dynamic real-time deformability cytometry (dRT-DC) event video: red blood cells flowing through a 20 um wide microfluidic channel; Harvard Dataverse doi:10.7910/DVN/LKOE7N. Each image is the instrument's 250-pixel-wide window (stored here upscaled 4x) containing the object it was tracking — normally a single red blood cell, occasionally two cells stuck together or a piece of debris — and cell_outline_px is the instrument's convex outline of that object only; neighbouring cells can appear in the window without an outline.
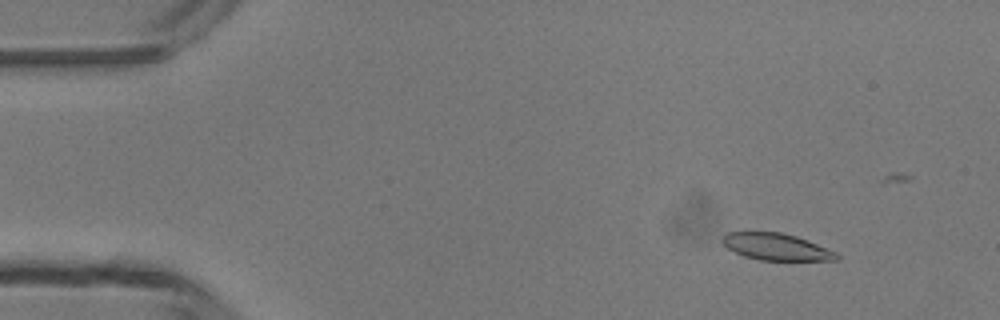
{"species": "common noctule bat (a hibernating species)", "species_latin": "Nyctalus noctula", "temperature_condition": "room temperature", "stored_images_in_passage": 6, "camera_frame_rate_fps": 3000, "um_per_image_px": 0.085, "animal": {"sex": "male", "body_mass_g": 13.3}, "frame": {"image": 1, "passage_image": 2, "time_ms": 1.0, "image_size_px": [1000, 320], "cell_outline_px": [[840, 256], [836, 260], [760, 260], [744, 256], [728, 248], [720, 240], [728, 232], [752, 228], [780, 232], [796, 236], [808, 240], [836, 252]], "centroid_in_image_um": [65.91, 20.92], "position_along_channel_um": 19.1, "area_um2": 18.44}}
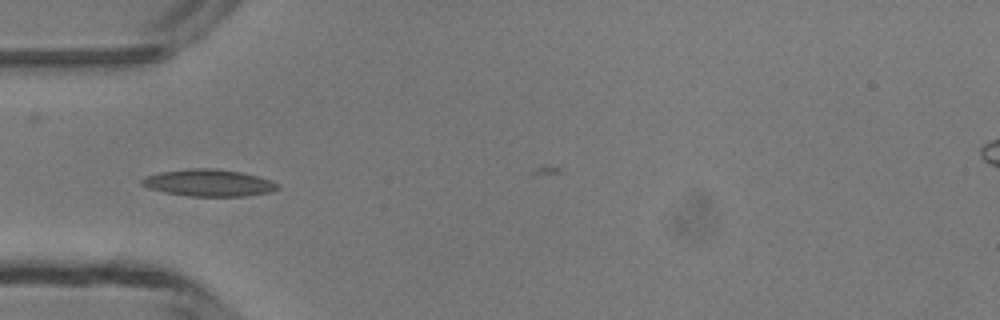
{"frame": {"image": 2, "passage_image": 4, "time_ms": 4.333, "image_size_px": [1000, 320], "cell_outline_px": [[280, 188], [272, 192], [248, 196], [188, 196], [164, 192], [148, 188], [140, 184], [140, 180], [148, 176], [160, 172], [192, 168], [216, 168], [240, 172], [260, 176], [272, 180], [280, 184]], "centroid_in_image_um": [17.8, 15.54], "position_along_channel_um": 67.2, "area_um2": 21.56}}
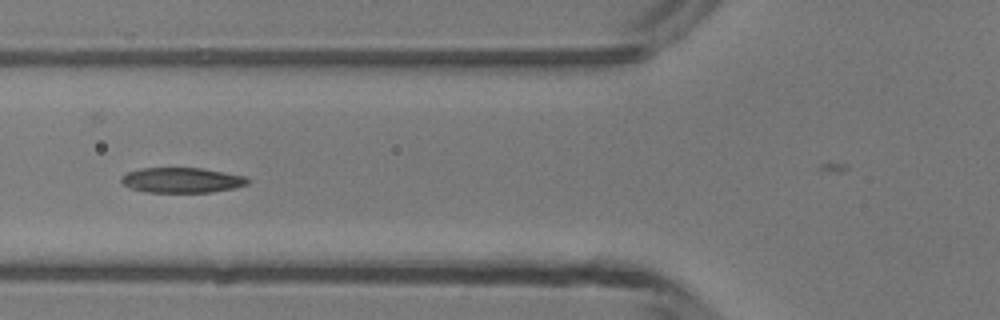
{"frame": {"image": 3, "passage_image": 5, "time_ms": 5.333, "image_size_px": [1000, 320], "cell_outline_px": [[252, 180], [248, 184], [236, 188], [212, 192], [148, 192], [132, 188], [124, 184], [120, 180], [120, 176], [128, 172], [140, 168], [200, 168], [224, 172], [244, 176]], "centroid_in_image_um": [15.49, 15.31], "position_along_channel_um": 110.3, "area_um2": 18.55}}